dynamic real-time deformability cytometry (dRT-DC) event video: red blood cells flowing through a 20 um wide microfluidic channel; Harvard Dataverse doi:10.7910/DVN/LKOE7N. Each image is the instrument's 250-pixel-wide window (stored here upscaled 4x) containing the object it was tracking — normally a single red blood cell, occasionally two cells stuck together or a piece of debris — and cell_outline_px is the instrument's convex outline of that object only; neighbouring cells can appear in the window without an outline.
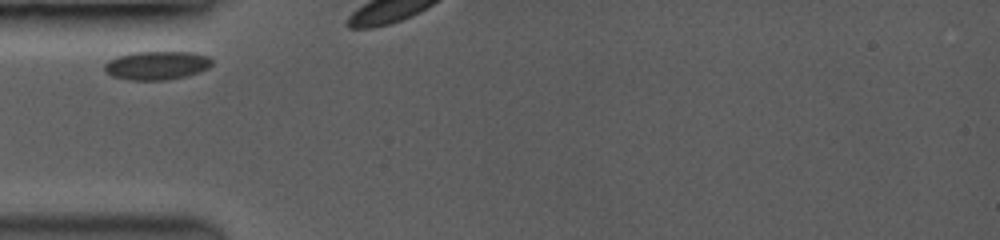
{"species": "common noctule bat (a hibernating species)", "species_latin": "Nyctalus noctula", "temperature_condition": "room temperature", "stored_images_in_passage": 3, "camera_frame_rate_fps": 3500, "um_per_image_px": 0.085, "animal": {"sex": "female", "body_mass_g": 19.0, "forearm_length_mm": 53.3}, "frame": {"image": 1, "passage_image": 1, "time_ms": 0.0, "image_size_px": [1000, 240], "cell_outline_px": [[212, 64], [208, 68], [200, 72], [184, 76], [164, 80], [128, 80], [112, 76], [104, 68], [104, 64], [108, 60], [116, 56], [132, 52], [192, 52], [208, 56], [212, 60]], "centroid_in_image_um": [13.31, 5.55], "position_along_channel_um": 71.7, "area_um2": 17.92}}